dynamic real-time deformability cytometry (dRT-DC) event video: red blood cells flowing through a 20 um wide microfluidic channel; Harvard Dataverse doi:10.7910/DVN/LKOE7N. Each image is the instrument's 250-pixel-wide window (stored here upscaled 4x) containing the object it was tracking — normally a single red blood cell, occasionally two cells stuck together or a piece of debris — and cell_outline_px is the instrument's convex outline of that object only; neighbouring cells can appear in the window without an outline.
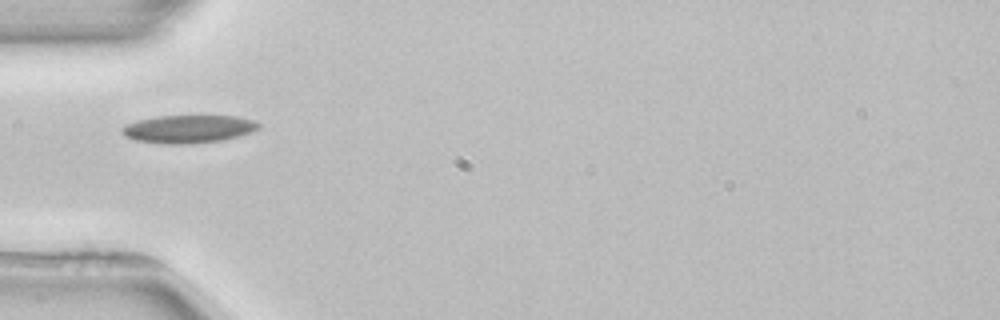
{"species": "common noctule bat (a hibernating species)", "species_latin": "Nyctalus noctula", "temperature_condition": "room temperature", "stored_images_in_passage": 1, "camera_frame_rate_fps": 3000, "um_per_image_px": 0.085, "animal": {"sex": "female", "body_mass_g": 22.7, "forearm_length_mm": 54.2}, "frame": {"image": 1, "passage_image": 1, "time_ms": 0.0, "image_size_px": [1000, 320], "cell_outline_px": [[260, 128], [252, 132], [220, 140], [192, 144], [160, 144], [136, 140], [124, 136], [120, 132], [120, 128], [124, 124], [136, 120], [156, 116], [236, 116], [256, 120], [260, 124]], "centroid_in_image_um": [15.97, 10.96], "position_along_channel_um": 69.0, "area_um2": 22.54}}